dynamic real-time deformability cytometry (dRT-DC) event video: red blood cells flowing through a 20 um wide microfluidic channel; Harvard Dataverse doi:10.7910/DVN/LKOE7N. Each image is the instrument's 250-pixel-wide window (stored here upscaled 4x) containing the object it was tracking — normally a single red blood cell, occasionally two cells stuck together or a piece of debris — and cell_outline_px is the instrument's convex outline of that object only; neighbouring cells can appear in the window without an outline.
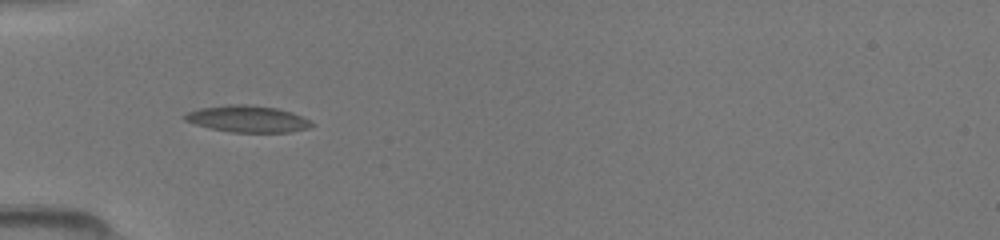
{"species": "common noctule bat (a hibernating species)", "species_latin": "Nyctalus noctula", "temperature_condition": "room temperature", "stored_images_in_passage": 21, "camera_frame_rate_fps": 3000, "um_per_image_px": 0.085, "animal": {"sex": "female", "body_mass_g": 19.5, "forearm_length_mm": 54.1}, "frame": {"image": 1, "passage_image": 4, "time_ms": 1.0, "image_size_px": [1000, 240], "cell_outline_px": [[312, 124], [308, 128], [288, 132], [232, 132], [212, 128], [196, 124], [184, 120], [184, 116], [188, 112], [200, 108], [224, 104], [244, 104], [276, 108], [292, 112], [308, 120]], "centroid_in_image_um": [21.01, 10.1], "position_along_channel_um": 64.0, "area_um2": 19.36}}
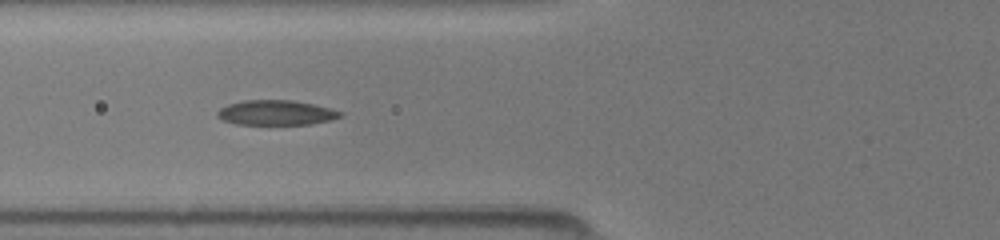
{"frame": {"image": 2, "passage_image": 7, "time_ms": 2.0, "image_size_px": [1000, 240], "cell_outline_px": [[344, 116], [332, 120], [312, 124], [236, 124], [224, 120], [216, 116], [216, 112], [220, 108], [228, 104], [244, 100], [292, 100], [312, 104], [344, 112]], "centroid_in_image_um": [23.48, 9.58], "position_along_channel_um": 102.3, "area_um2": 17.86}}